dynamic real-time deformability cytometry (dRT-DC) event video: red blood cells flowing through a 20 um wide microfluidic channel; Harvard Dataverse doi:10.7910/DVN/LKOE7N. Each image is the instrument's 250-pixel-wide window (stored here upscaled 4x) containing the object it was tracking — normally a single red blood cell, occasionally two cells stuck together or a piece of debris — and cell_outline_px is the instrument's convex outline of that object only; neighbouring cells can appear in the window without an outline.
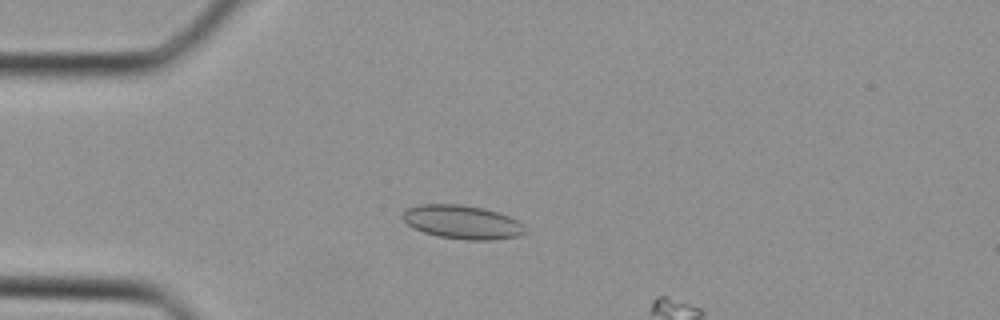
{"species": "Egyptian fruit bat (a non-hibernating species)", "species_latin": "Rousettus aegyptiacus", "temperature_condition": "cold", "stored_images_in_passage": 8, "camera_frame_rate_fps": 3000, "um_per_image_px": 0.085, "animal": {"sex": "female"}, "frame": {"image": 1, "passage_image": 6, "time_ms": 1.667, "image_size_px": [1000, 320], "cell_outline_px": [[524, 232], [516, 236], [492, 240], [468, 240], [440, 236], [424, 232], [412, 228], [400, 216], [408, 208], [420, 204], [460, 204], [484, 208], [500, 212], [516, 220], [520, 224]], "centroid_in_image_um": [39.24, 18.86], "position_along_channel_um": 45.8, "area_um2": 23.76}}